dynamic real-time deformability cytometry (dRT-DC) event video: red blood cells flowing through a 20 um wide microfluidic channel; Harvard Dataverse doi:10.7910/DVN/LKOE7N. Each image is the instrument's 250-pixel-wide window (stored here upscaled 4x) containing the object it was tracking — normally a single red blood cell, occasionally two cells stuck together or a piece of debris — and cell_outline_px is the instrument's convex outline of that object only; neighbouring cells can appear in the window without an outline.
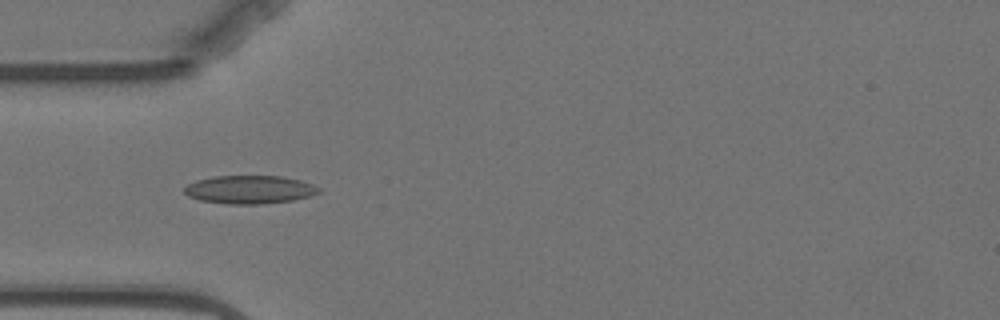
{"species": "Egyptian fruit bat (a non-hibernating species)", "species_latin": "Rousettus aegyptiacus", "temperature_condition": "warm", "stored_images_in_passage": 5, "camera_frame_rate_fps": 3000, "um_per_image_px": 0.085, "animal": {"sex": "female"}, "frame": {"image": 1, "passage_image": 4, "time_ms": 4.667, "image_size_px": [1000, 320], "cell_outline_px": [[320, 192], [308, 196], [292, 200], [260, 204], [228, 204], [200, 200], [188, 196], [184, 192], [184, 188], [188, 184], [196, 180], [212, 176], [280, 176], [300, 180], [312, 184], [320, 188]], "centroid_in_image_um": [21.19, 16.11], "position_along_channel_um": 63.8, "area_um2": 22.02}}
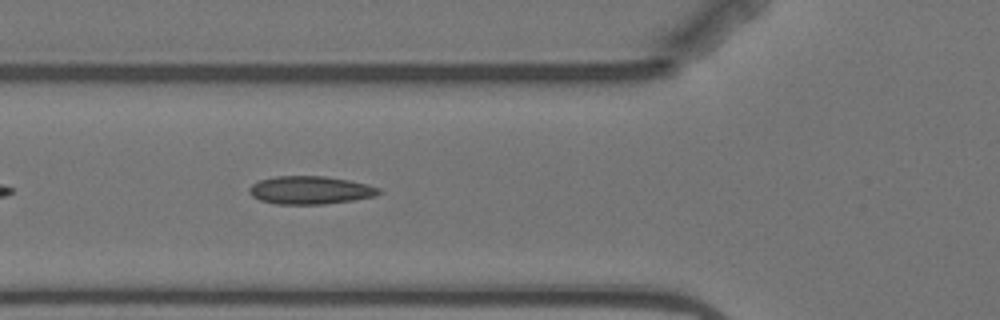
{"frame": {"image": 2, "passage_image": 5, "time_ms": 5.667, "image_size_px": [1000, 320], "cell_outline_px": [[380, 192], [376, 196], [352, 200], [324, 204], [276, 204], [260, 200], [252, 196], [248, 192], [248, 188], [252, 184], [260, 180], [276, 176], [324, 176], [348, 180], [368, 184], [380, 188]], "centroid_in_image_um": [26.35, 16.16], "position_along_channel_um": 99.4, "area_um2": 21.15}}